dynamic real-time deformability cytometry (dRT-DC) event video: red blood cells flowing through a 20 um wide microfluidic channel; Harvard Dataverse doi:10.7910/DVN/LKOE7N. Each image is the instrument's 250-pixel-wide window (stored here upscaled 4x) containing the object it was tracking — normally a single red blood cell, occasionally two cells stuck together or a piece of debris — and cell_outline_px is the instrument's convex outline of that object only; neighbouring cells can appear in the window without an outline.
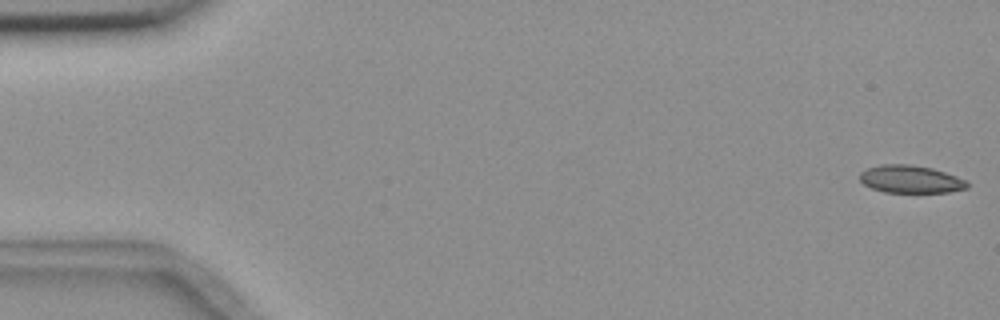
{"species": "common noctule bat (a hibernating species)", "species_latin": "Nyctalus noctula", "temperature_condition": "room temperature", "stored_images_in_passage": 6, "camera_frame_rate_fps": 3000, "um_per_image_px": 0.085, "animal": {"sex": "female", "body_mass_g": 18.4}, "frame": {"image": 1, "passage_image": 1, "time_ms": 0.0, "image_size_px": [1000, 320], "cell_outline_px": [[968, 188], [948, 192], [884, 192], [872, 188], [864, 184], [860, 180], [860, 172], [868, 168], [880, 164], [908, 164], [932, 168], [956, 176], [964, 180], [968, 184]], "centroid_in_image_um": [77.38, 15.23], "position_along_channel_um": 7.6, "area_um2": 17.17}}
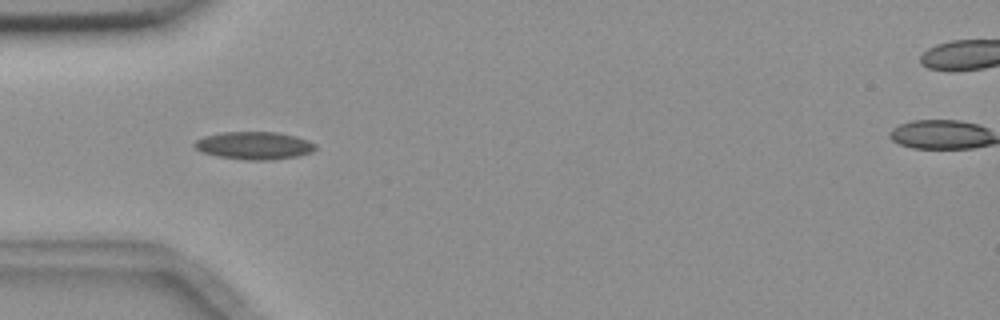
{"frame": {"image": 2, "passage_image": 5, "time_ms": 5.333, "image_size_px": [1000, 320], "cell_outline_px": [[316, 148], [312, 152], [296, 156], [272, 160], [248, 160], [220, 156], [200, 152], [192, 144], [196, 140], [204, 136], [220, 132], [280, 132], [296, 136], [308, 140], [316, 144]], "centroid_in_image_um": [21.61, 12.36], "position_along_channel_um": 63.4, "area_um2": 19.59}}